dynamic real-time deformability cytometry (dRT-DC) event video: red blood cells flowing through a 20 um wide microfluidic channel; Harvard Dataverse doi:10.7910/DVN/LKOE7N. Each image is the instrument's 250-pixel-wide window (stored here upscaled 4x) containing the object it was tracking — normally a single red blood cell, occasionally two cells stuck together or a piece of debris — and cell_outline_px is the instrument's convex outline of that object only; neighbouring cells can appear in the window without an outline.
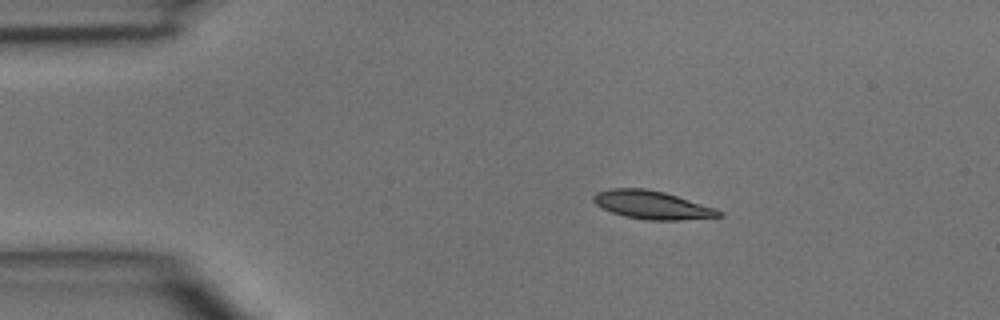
{"species": "common noctule bat (a hibernating species)", "species_latin": "Nyctalus noctula", "temperature_condition": "room temperature", "stored_images_in_passage": 2, "camera_frame_rate_fps": 3000, "um_per_image_px": 0.085, "animal": {"sex": "male", "body_mass_g": 15.6}, "frame": {"image": 1, "passage_image": 1, "time_ms": 0.0, "image_size_px": [1000, 320], "cell_outline_px": [[724, 216], [680, 220], [648, 220], [624, 216], [612, 212], [596, 204], [592, 200], [592, 196], [596, 192], [608, 188], [644, 188], [664, 192], [716, 208], [724, 212]], "centroid_in_image_um": [55.43, 17.41], "position_along_channel_um": 29.6, "area_um2": 20.69}}